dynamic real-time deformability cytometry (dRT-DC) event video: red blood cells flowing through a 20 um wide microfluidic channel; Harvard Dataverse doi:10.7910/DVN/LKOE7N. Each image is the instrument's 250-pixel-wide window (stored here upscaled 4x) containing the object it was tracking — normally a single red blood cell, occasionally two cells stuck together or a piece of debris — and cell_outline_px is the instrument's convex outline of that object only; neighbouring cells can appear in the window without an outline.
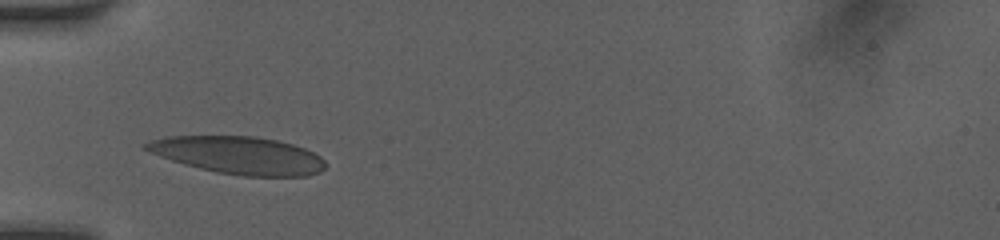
{"species": "human", "species_latin": "Homo sapiens", "temperature_condition": "room temperature", "stored_images_in_passage": 28, "camera_frame_rate_fps": 3000, "um_per_image_px": 0.085, "donor": {"sex": "female"}, "frame": {"image": 1, "passage_image": 1, "time_ms": 0.0, "image_size_px": [1000, 240], "cell_outline_px": [[324, 168], [320, 172], [308, 176], [244, 176], [216, 172], [184, 164], [148, 152], [140, 144], [148, 140], [168, 136], [256, 136], [276, 140], [292, 144], [304, 148], [320, 156], [324, 160]], "centroid_in_image_um": [20.24, 13.19], "position_along_channel_um": 64.8, "area_um2": 39.3}}
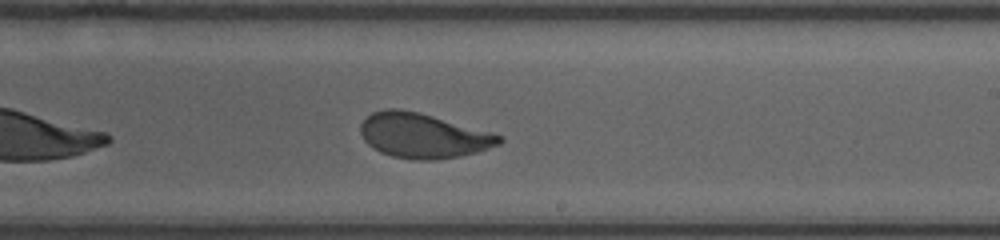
{"frame": {"image": 2, "passage_image": 15, "time_ms": 4.667, "image_size_px": [1000, 240], "cell_outline_px": [[504, 140], [500, 144], [476, 152], [460, 156], [436, 160], [412, 160], [392, 156], [380, 152], [372, 148], [364, 140], [360, 132], [360, 124], [372, 112], [388, 108], [396, 108], [420, 112], [504, 136]], "centroid_in_image_um": [35.95, 11.53], "position_along_channel_um": 253.1, "area_um2": 36.3}}
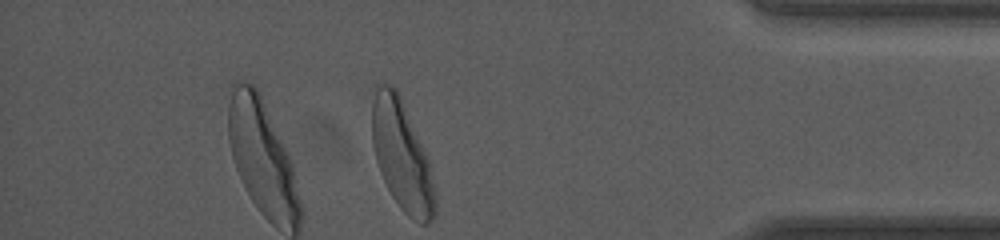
{"frame": {"image": 3, "passage_image": 28, "time_ms": 9.0, "image_size_px": [1000, 240], "cell_outline_px": [[436, 212], [432, 220], [428, 224], [420, 224], [412, 220], [400, 208], [392, 196], [380, 172], [376, 160], [372, 144], [372, 104], [376, 84], [388, 84], [396, 88], [400, 96], [428, 160], [436, 196]], "centroid_in_image_um": [34.15, 13.28], "position_along_channel_um": 401.1, "area_um2": 40.0}, "authors_computed_cell_mechanics": {"area_um2": 36.5874, "velocity_mm_per_s": 4.1005, "shape_relaxation_time_tau1_ms": 3.0989, "shape_relaxation_time_tau2_ms": 0.7667, "deformation_change_tau1": 0.1407, "deformation_change_tau2": 0.067}}